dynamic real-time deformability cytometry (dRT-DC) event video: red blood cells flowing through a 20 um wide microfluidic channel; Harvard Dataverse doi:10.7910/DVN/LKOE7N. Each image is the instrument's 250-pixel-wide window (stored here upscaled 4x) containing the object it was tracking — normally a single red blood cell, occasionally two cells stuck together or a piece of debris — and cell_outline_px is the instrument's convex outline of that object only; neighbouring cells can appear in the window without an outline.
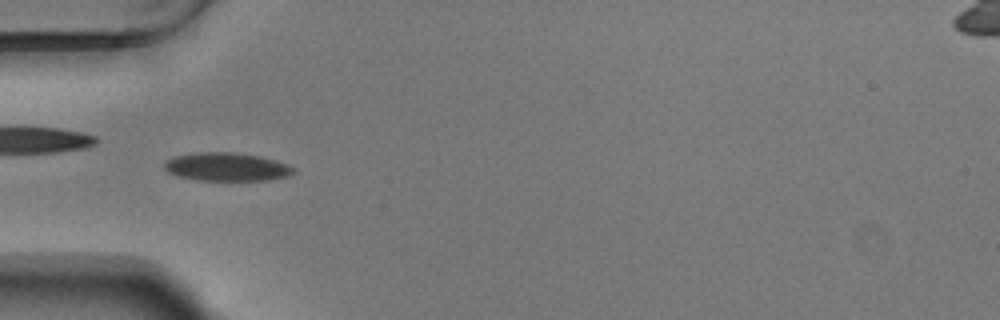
{"species": "Egyptian fruit bat (a non-hibernating species)", "species_latin": "Rousettus aegyptiacus", "temperature_condition": "warm", "stored_images_in_passage": 54, "camera_frame_rate_fps": 3000, "um_per_image_px": 0.085, "animal": {"sex": "male"}, "frame": {"image": 1, "passage_image": 17, "time_ms": 5.333, "image_size_px": [1000, 320], "cell_outline_px": [[296, 172], [288, 176], [268, 180], [196, 180], [176, 176], [168, 172], [164, 168], [164, 164], [168, 160], [176, 156], [200, 152], [232, 152], [260, 156], [276, 160], [288, 164], [296, 168]], "centroid_in_image_um": [19.31, 14.19], "position_along_channel_um": 65.7, "area_um2": 21.39}}
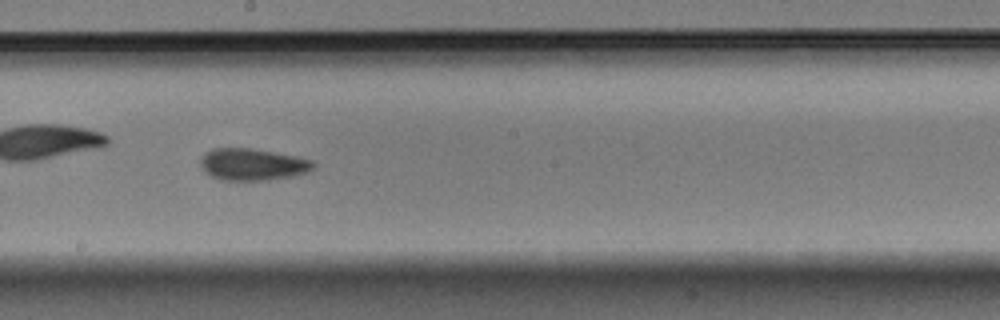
{"frame": {"image": 2, "passage_image": 30, "time_ms": 9.667, "image_size_px": [1000, 320], "cell_outline_px": [[316, 164], [308, 172], [292, 176], [268, 180], [220, 180], [204, 172], [200, 164], [200, 156], [212, 148], [252, 148], [296, 156], [312, 160]], "centroid_in_image_um": [21.44, 13.97], "position_along_channel_um": 226.8, "area_um2": 21.1}}
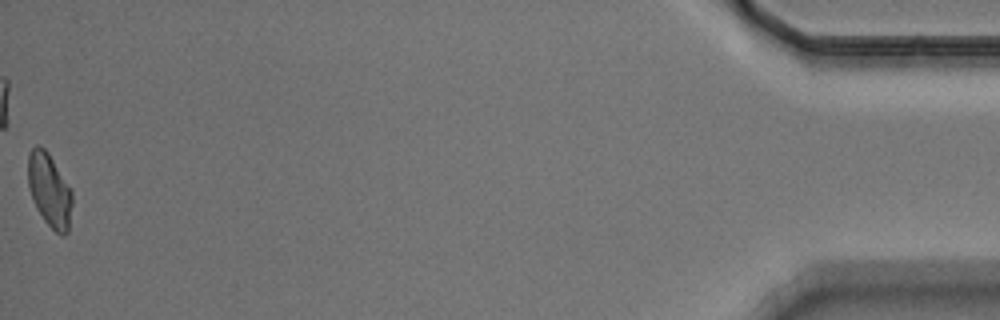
{"frame": {"image": 3, "passage_image": 54, "time_ms": 17.667, "image_size_px": [1000, 320], "cell_outline_px": [[72, 204], [68, 232], [64, 236], [60, 236], [44, 220], [36, 208], [28, 184], [28, 152], [36, 144], [44, 148], [48, 152], [72, 188]], "centroid_in_image_um": [4.22, 16.15], "position_along_channel_um": 431.0, "area_um2": 19.13}, "authors_computed_cell_mechanics": {"area_um2": 20.1433, "velocity_mm_per_s": 3.7225, "shape_relaxation_time_tau1_ms": 4.1023, "shape_relaxation_time_tau2_ms": 2.5525, "deformation_change_tau1": 0.1162, "deformation_change_tau2": 0.0689}}